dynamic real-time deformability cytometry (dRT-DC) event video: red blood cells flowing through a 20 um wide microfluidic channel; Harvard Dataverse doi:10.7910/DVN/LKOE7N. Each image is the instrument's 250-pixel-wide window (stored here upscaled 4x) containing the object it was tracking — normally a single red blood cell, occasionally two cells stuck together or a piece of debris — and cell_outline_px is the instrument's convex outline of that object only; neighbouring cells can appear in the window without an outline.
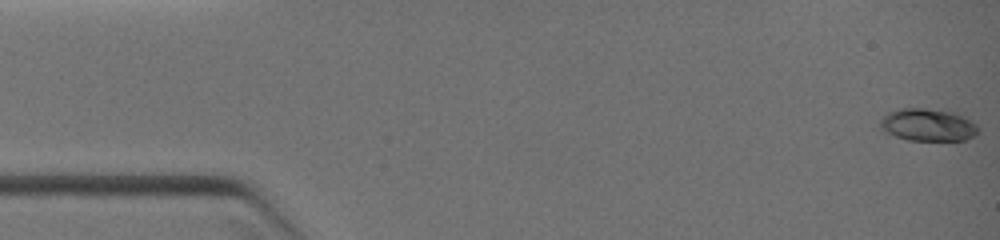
{"species": "common noctule bat (a hibernating species)", "species_latin": "Nyctalus noctula", "temperature_condition": "warm", "stored_images_in_passage": 11, "camera_frame_rate_fps": 3000, "um_per_image_px": 0.085, "animal": {"sex": "female", "body_mass_g": 19.0, "forearm_length_mm": 51.5}, "frame": {"image": 1, "passage_image": 1, "time_ms": 0.0, "image_size_px": [1000, 240], "cell_outline_px": [[976, 132], [972, 136], [964, 140], [908, 140], [896, 136], [880, 128], [880, 120], [888, 112], [900, 108], [924, 108], [956, 112], [964, 116], [976, 124]], "centroid_in_image_um": [78.85, 10.6], "position_along_channel_um": 6.2, "area_um2": 18.32}}
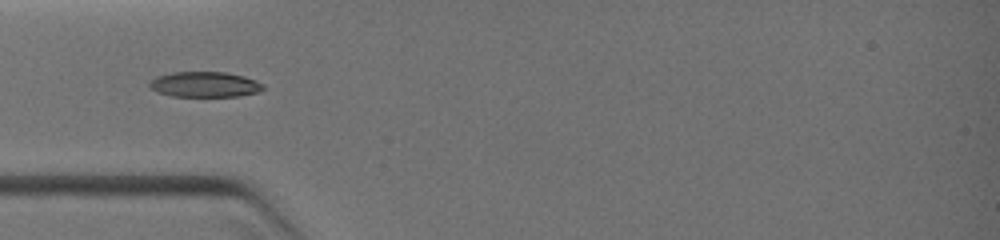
{"frame": {"image": 2, "passage_image": 10, "time_ms": 3.667, "image_size_px": [1000, 240], "cell_outline_px": [[264, 88], [256, 92], [236, 96], [172, 96], [156, 92], [148, 88], [148, 84], [156, 76], [172, 72], [224, 72], [244, 76], [264, 84]], "centroid_in_image_um": [17.34, 7.17], "position_along_channel_um": 67.7, "area_um2": 16.76}}